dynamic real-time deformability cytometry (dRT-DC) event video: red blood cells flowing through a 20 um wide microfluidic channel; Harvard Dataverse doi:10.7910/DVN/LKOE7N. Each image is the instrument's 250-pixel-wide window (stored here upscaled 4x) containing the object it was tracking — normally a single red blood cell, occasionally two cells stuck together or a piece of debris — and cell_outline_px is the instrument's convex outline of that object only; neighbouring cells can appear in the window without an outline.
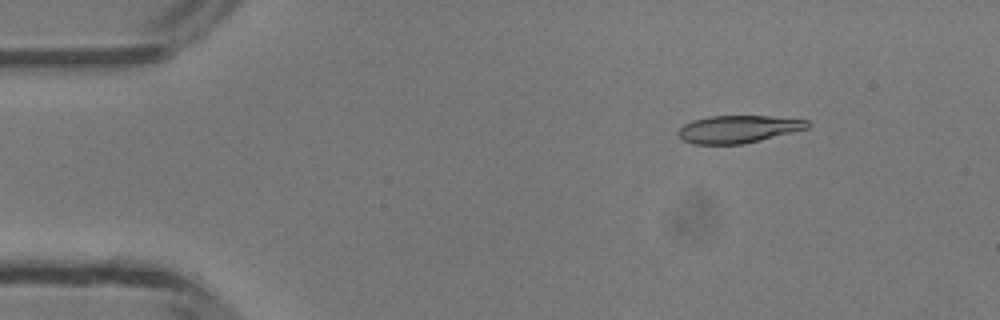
{"species": "common noctule bat (a hibernating species)", "species_latin": "Nyctalus noctula", "temperature_condition": "room temperature", "stored_images_in_passage": 50, "camera_frame_rate_fps": 3000, "um_per_image_px": 0.085, "animal": {"sex": "male", "body_mass_g": 13.3}, "frame": {"image": 1, "passage_image": 7, "time_ms": 2.0, "image_size_px": [1000, 320], "cell_outline_px": [[812, 124], [808, 128], [744, 144], [692, 144], [684, 140], [676, 132], [684, 124], [692, 120], [708, 116], [772, 116], [808, 120]], "centroid_in_image_um": [62.75, 10.97], "position_along_channel_um": 22.2, "area_um2": 20.75}}